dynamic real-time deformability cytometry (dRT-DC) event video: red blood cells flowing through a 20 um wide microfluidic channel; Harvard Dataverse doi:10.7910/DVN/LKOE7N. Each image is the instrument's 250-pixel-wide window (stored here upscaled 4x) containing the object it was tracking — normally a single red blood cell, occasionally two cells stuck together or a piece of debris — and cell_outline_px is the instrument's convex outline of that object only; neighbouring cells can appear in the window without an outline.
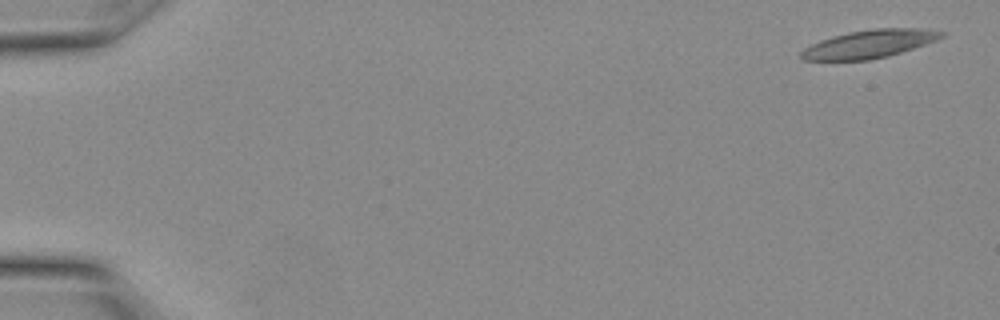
{"species": "Egyptian fruit bat (a non-hibernating species)", "species_latin": "Rousettus aegyptiacus", "temperature_condition": "warm", "stored_images_in_passage": 15, "camera_frame_rate_fps": 3000, "um_per_image_px": 0.085, "animal": {"sex": "female"}, "frame": {"image": 1, "passage_image": 1, "time_ms": 0.0, "image_size_px": [1000, 320], "cell_outline_px": [[944, 36], [936, 40], [888, 56], [868, 60], [800, 60], [800, 52], [804, 48], [820, 40], [832, 36], [848, 32], [872, 28], [920, 28], [944, 32]], "centroid_in_image_um": [73.84, 3.73], "position_along_channel_um": 11.2, "area_um2": 22.83}}
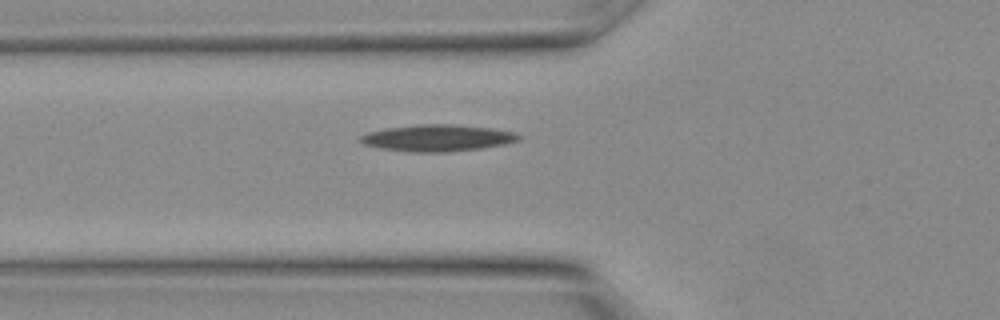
{"frame": {"image": 2, "passage_image": 11, "time_ms": 3.333, "image_size_px": [1000, 320], "cell_outline_px": [[524, 136], [520, 140], [504, 144], [480, 148], [444, 152], [408, 152], [380, 148], [364, 144], [360, 140], [360, 136], [368, 132], [384, 128], [424, 124], [452, 124], [492, 128], [512, 132]], "centroid_in_image_um": [37.19, 11.72], "position_along_channel_um": 88.6, "area_um2": 24.51}}
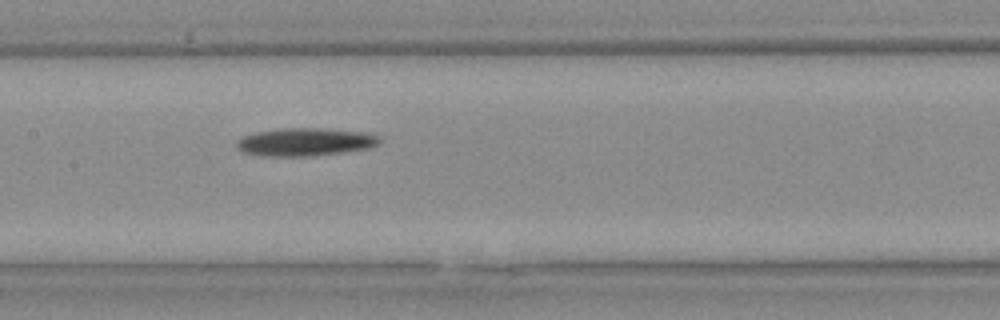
{"frame": {"image": 3, "passage_image": 15, "time_ms": 4.667, "image_size_px": [1000, 320], "cell_outline_px": [[380, 140], [376, 144], [368, 148], [312, 156], [260, 156], [240, 152], [236, 148], [236, 140], [244, 136], [256, 132], [280, 128], [316, 128], [368, 132], [380, 136]], "centroid_in_image_um": [25.87, 12.06], "position_along_channel_um": 181.5, "area_um2": 23.35}}